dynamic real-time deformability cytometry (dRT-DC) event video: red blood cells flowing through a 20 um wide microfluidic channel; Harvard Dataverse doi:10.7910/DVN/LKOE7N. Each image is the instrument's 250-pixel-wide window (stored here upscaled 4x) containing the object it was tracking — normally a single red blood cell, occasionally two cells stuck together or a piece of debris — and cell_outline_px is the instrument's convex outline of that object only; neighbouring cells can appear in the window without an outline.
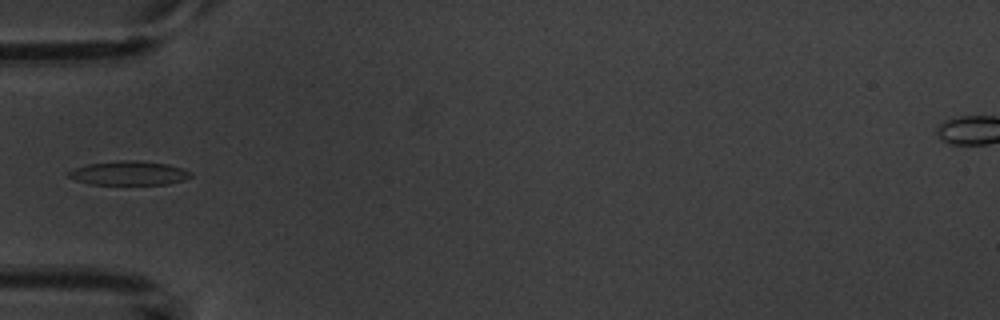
{"species": "common noctule bat (a hibernating species)", "species_latin": "Nyctalus noctula", "temperature_condition": "warm", "stored_images_in_passage": 6, "camera_frame_rate_fps": 3000, "um_per_image_px": 0.085, "animal": {"sex": "male", "body_mass_g": 20.1, "forearm_length_mm": 53.5}, "frame": {"image": 1, "passage_image": 5, "time_ms": 4.667, "image_size_px": [1000, 320], "cell_outline_px": [[192, 176], [184, 180], [168, 184], [92, 184], [76, 180], [68, 176], [68, 172], [76, 168], [88, 164], [116, 160], [136, 160], [168, 164], [192, 172]], "centroid_in_image_um": [10.99, 14.71], "position_along_channel_um": 74.0, "area_um2": 16.99}}
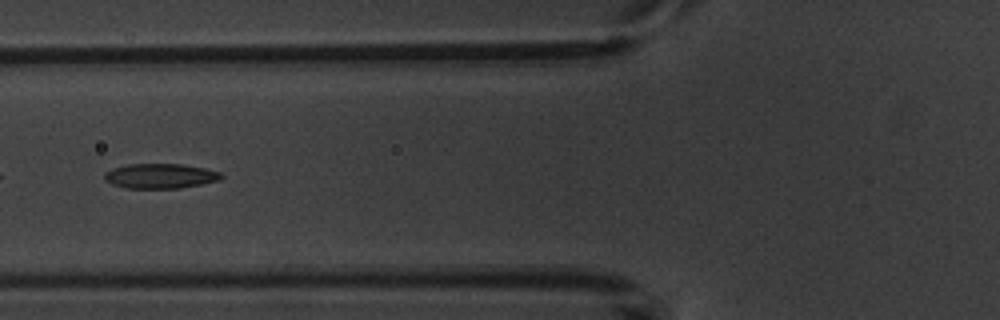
{"frame": {"image": 2, "passage_image": 6, "time_ms": 5.667, "image_size_px": [1000, 320], "cell_outline_px": [[224, 176], [220, 180], [180, 188], [124, 188], [112, 184], [104, 180], [104, 172], [112, 168], [128, 164], [180, 164], [204, 168], [220, 172]], "centroid_in_image_um": [13.59, 14.96], "position_along_channel_um": 112.2, "area_um2": 16.94}}